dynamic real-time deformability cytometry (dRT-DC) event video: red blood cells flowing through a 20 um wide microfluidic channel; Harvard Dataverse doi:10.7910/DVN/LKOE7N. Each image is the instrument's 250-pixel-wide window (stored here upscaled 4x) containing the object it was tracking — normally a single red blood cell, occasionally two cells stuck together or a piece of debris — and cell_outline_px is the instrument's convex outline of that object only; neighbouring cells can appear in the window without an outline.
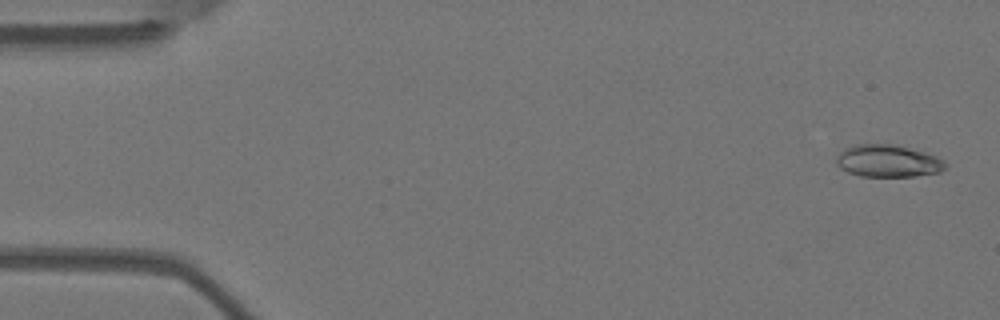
{"species": "Egyptian fruit bat (a non-hibernating species)", "species_latin": "Rousettus aegyptiacus", "temperature_condition": "warm", "stored_images_in_passage": 5, "camera_frame_rate_fps": 3000, "um_per_image_px": 0.085, "animal": {"sex": "female"}, "frame": {"image": 1, "passage_image": 1, "time_ms": 0.0, "image_size_px": [1000, 320], "cell_outline_px": [[948, 168], [940, 172], [916, 176], [860, 176], [848, 172], [840, 168], [836, 164], [836, 156], [844, 148], [856, 144], [896, 144], [924, 152], [936, 156], [944, 160], [948, 164]], "centroid_in_image_um": [75.49, 13.68], "position_along_channel_um": 9.5, "area_um2": 20.75}}
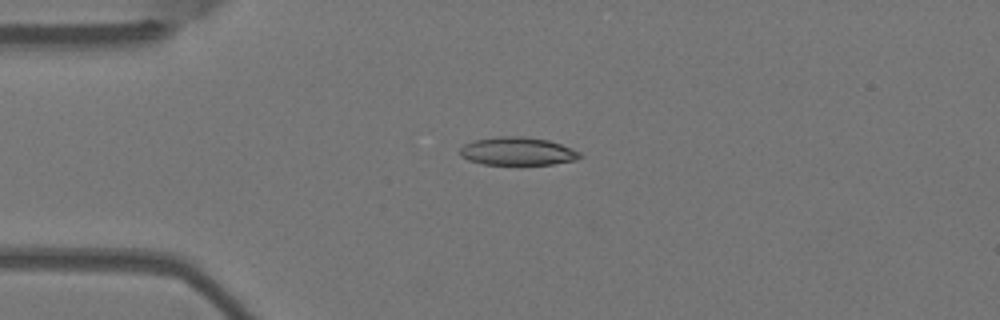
{"frame": {"image": 2, "passage_image": 4, "time_ms": 1.0, "image_size_px": [1000, 320], "cell_outline_px": [[584, 156], [576, 160], [552, 164], [480, 164], [468, 160], [460, 156], [460, 148], [464, 144], [472, 140], [500, 136], [520, 136], [548, 140], [572, 148], [580, 152]], "centroid_in_image_um": [43.97, 12.85], "position_along_channel_um": 41.0, "area_um2": 19.71}}